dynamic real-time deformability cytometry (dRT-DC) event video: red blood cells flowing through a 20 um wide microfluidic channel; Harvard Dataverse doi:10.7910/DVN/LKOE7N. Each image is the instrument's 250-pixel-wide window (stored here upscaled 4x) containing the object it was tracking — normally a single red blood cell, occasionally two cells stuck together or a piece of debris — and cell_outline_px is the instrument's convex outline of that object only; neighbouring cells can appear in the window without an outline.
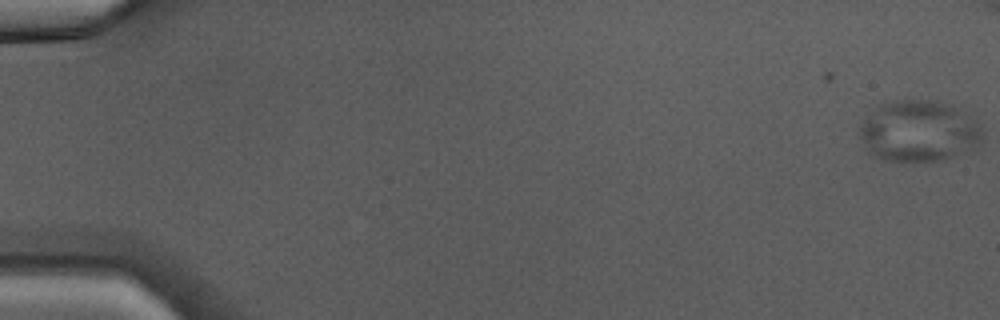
{"species": "Egyptian fruit bat (a non-hibernating species)", "species_latin": "Rousettus aegyptiacus", "temperature_condition": "warm", "stored_images_in_passage": 42, "camera_frame_rate_fps": 3000, "um_per_image_px": 0.085, "animal": {"sex": "male"}, "frame": {"image": 1, "passage_image": 1, "time_ms": 0.0, "image_size_px": [1000, 320], "cell_outline_px": [[984, 140], [976, 152], [940, 160], [904, 164], [884, 160], [868, 152], [860, 136], [860, 120], [876, 104], [892, 100], [936, 100], [956, 104], [972, 116], [984, 128]], "centroid_in_image_um": [78.18, 11.15], "position_along_channel_um": 6.8, "area_um2": 46.36}}
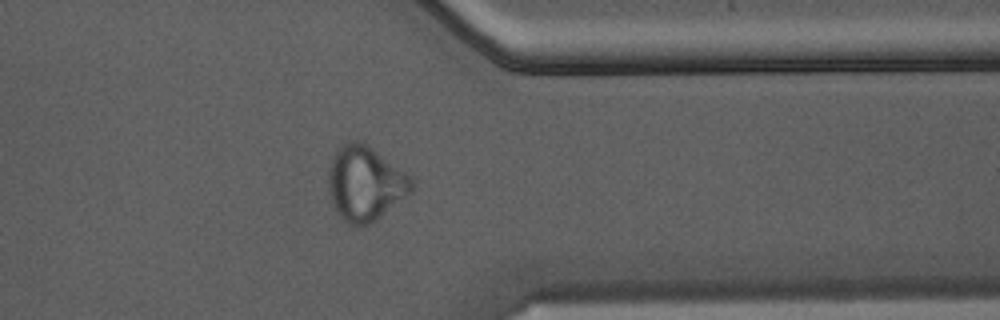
{"frame": {"image": 2, "passage_image": 38, "time_ms": 12.333, "image_size_px": [1000, 320], "cell_outline_px": [[416, 188], [376, 220], [368, 224], [348, 224], [340, 216], [332, 204], [328, 192], [328, 168], [336, 152], [348, 140], [356, 140], [368, 144], [412, 176]], "centroid_in_image_um": [31.06, 15.57], "position_along_channel_um": 380.3, "area_um2": 36.3}}